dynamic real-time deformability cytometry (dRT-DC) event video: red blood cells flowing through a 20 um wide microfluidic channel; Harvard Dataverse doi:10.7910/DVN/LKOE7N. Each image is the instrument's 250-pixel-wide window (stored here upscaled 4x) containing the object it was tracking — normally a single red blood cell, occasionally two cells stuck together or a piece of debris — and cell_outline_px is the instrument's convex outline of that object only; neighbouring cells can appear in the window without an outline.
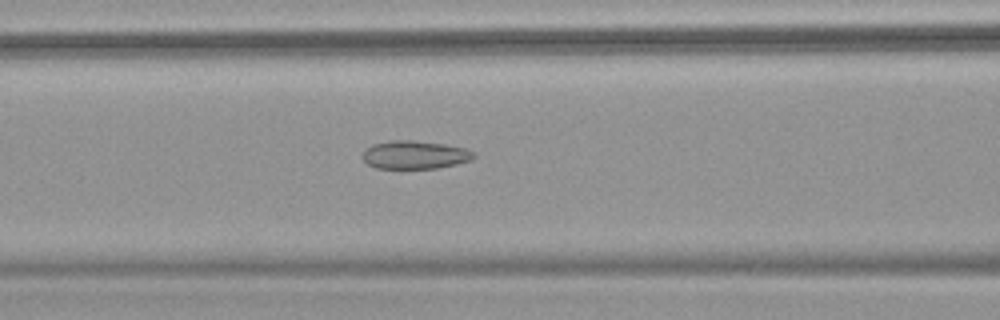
{"species": "common noctule bat (a hibernating species)", "species_latin": "Nyctalus noctula", "temperature_condition": "warm", "stored_images_in_passage": 39, "camera_frame_rate_fps": 3000, "um_per_image_px": 0.085, "animal": {"sex": "female", "body_mass_g": 18.4}, "frame": {"image": 1, "passage_image": 23, "time_ms": 7.333, "image_size_px": [1000, 320], "cell_outline_px": [[476, 156], [472, 160], [456, 164], [436, 168], [376, 168], [368, 164], [364, 160], [364, 148], [372, 144], [392, 140], [412, 140], [444, 144], [464, 148], [472, 152]], "centroid_in_image_um": [35.25, 13.15], "position_along_channel_um": 131.4, "area_um2": 18.15}}
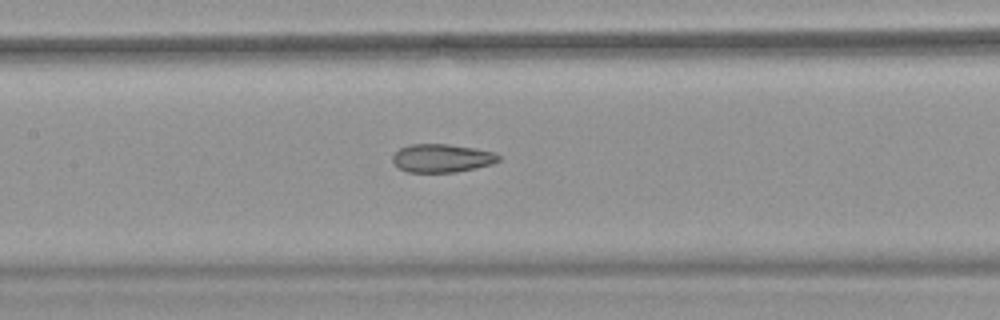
{"frame": {"image": 2, "passage_image": 26, "time_ms": 8.333, "image_size_px": [1000, 320], "cell_outline_px": [[500, 160], [492, 164], [476, 168], [456, 172], [408, 172], [400, 168], [392, 160], [392, 156], [400, 148], [412, 144], [448, 144], [496, 152], [500, 156]], "centroid_in_image_um": [37.59, 13.44], "position_along_channel_um": 169.8, "area_um2": 17.4}}
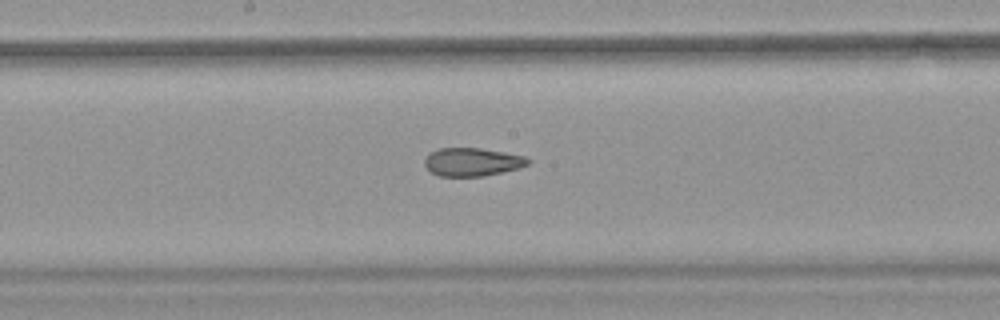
{"frame": {"image": 3, "passage_image": 29, "time_ms": 9.333, "image_size_px": [1000, 320], "cell_outline_px": [[532, 160], [528, 164], [520, 168], [484, 176], [440, 176], [432, 172], [424, 164], [424, 160], [432, 152], [440, 148], [480, 148], [504, 152], [524, 156]], "centroid_in_image_um": [40.18, 13.77], "position_along_channel_um": 208.0, "area_um2": 16.88}}